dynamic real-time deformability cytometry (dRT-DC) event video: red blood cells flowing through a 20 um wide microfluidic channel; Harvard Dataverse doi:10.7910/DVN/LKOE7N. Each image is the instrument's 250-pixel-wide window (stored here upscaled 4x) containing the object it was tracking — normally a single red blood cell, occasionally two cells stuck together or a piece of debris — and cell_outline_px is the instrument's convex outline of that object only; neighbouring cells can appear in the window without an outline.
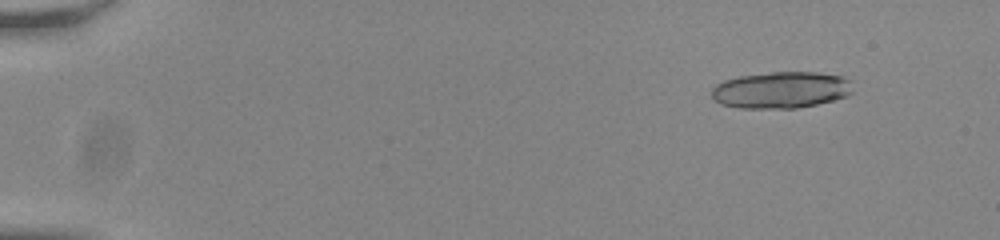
{"species": "common noctule bat (a hibernating species)", "species_latin": "Nyctalus noctula", "temperature_condition": "room temperature", "stored_images_in_passage": 22, "camera_frame_rate_fps": 3000, "um_per_image_px": 0.085, "animal": {"sex": "male", "body_mass_g": 20.0, "forearm_length_mm": 53.3}, "frame": {"image": 1, "passage_image": 6, "time_ms": 1.667, "image_size_px": [1000, 240], "cell_outline_px": [[852, 92], [844, 96], [832, 100], [816, 104], [796, 108], [740, 108], [720, 104], [712, 96], [712, 88], [716, 84], [724, 80], [740, 76], [772, 72], [816, 72], [844, 76], [852, 80]], "centroid_in_image_um": [66.4, 7.64], "position_along_channel_um": 18.6, "area_um2": 30.11}}